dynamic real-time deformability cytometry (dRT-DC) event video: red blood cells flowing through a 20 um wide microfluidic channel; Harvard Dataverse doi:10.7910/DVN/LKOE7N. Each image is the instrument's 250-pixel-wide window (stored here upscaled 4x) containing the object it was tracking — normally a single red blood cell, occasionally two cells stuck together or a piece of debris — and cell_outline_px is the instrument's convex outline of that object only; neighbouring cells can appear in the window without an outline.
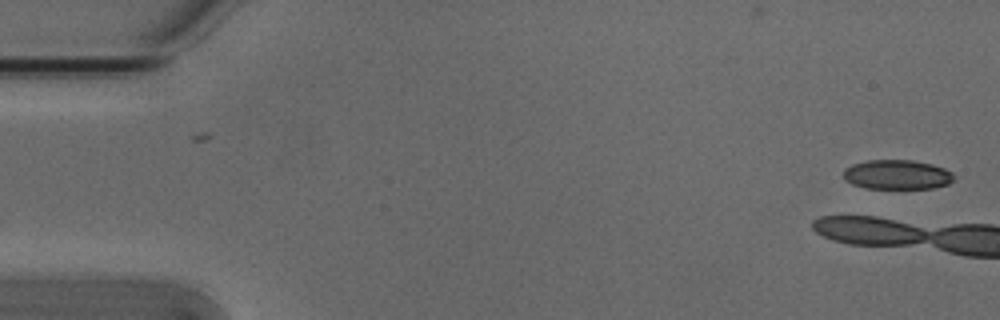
{"species": "Egyptian fruit bat (a non-hibernating species)", "species_latin": "Rousettus aegyptiacus", "temperature_condition": "cold", "stored_images_in_passage": 7, "camera_frame_rate_fps": 3000, "um_per_image_px": 0.085, "animal": {"sex": "male"}, "frame": {"image": 1, "passage_image": 1, "time_ms": 0.0, "image_size_px": [1000, 320], "cell_outline_px": [[956, 180], [948, 184], [932, 188], [864, 188], [852, 184], [844, 180], [844, 168], [852, 164], [868, 160], [912, 160], [932, 164], [944, 168], [952, 172], [956, 176]], "centroid_in_image_um": [76.27, 14.84], "position_along_channel_um": 8.7, "area_um2": 19.19}}